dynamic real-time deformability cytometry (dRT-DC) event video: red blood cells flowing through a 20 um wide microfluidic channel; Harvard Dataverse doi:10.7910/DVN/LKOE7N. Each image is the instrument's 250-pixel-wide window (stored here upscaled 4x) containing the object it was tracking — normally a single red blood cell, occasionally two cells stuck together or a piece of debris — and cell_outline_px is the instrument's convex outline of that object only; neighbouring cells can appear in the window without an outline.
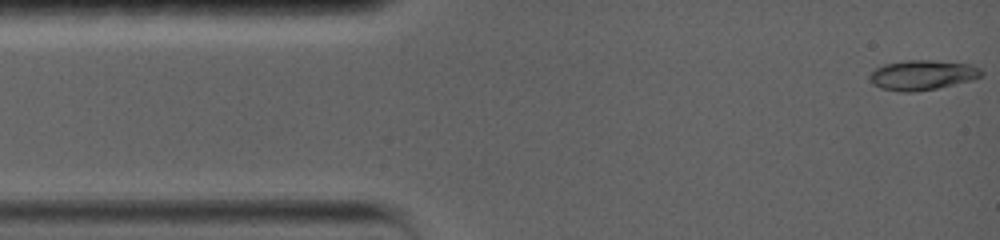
{"species": "common noctule bat (a hibernating species)", "species_latin": "Nyctalus noctula", "temperature_condition": "warm", "stored_images_in_passage": 60, "camera_frame_rate_fps": 5000, "um_per_image_px": 0.085, "animal": {"sex": "female", "body_mass_g": 19.0, "forearm_length_mm": 56.7}, "frame": {"image": 1, "passage_image": 1, "time_ms": 0.0, "image_size_px": [1000, 240], "cell_outline_px": [[984, 72], [980, 76], [972, 80], [936, 88], [916, 92], [900, 92], [880, 88], [872, 84], [868, 76], [876, 68], [884, 64], [908, 60], [932, 60], [968, 64], [980, 68]], "centroid_in_image_um": [78.37, 6.38], "position_along_channel_um": 6.6, "area_um2": 19.42}}
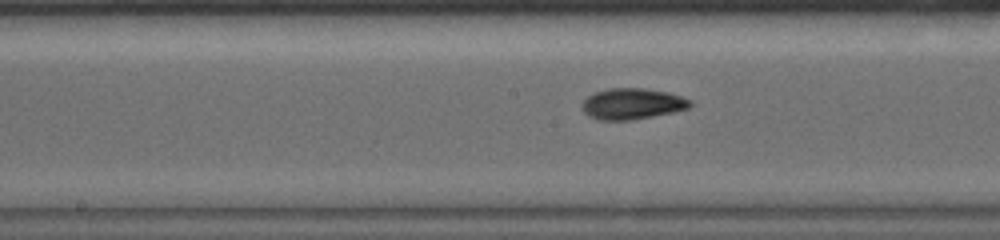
{"frame": {"image": 2, "passage_image": 25, "time_ms": 4.8, "image_size_px": [1000, 240], "cell_outline_px": [[692, 104], [688, 108], [672, 112], [632, 120], [596, 120], [588, 116], [584, 112], [580, 104], [588, 96], [596, 92], [608, 88], [644, 88], [668, 92], [692, 100]], "centroid_in_image_um": [53.71, 8.82], "position_along_channel_um": 194.5, "area_um2": 19.59}}
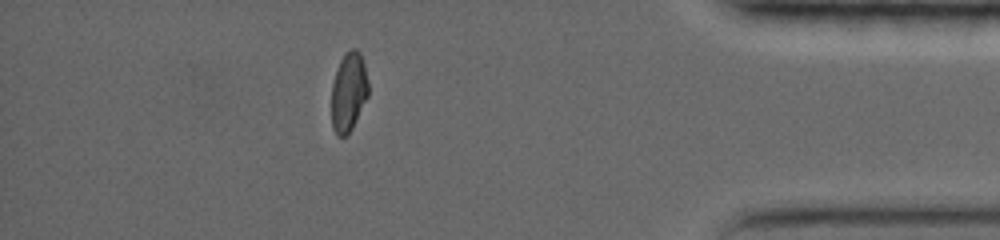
{"frame": {"image": 3, "passage_image": 48, "time_ms": 9.4, "image_size_px": [1000, 240], "cell_outline_px": [[368, 96], [352, 128], [344, 136], [336, 136], [332, 128], [332, 84], [340, 60], [352, 48], [356, 48], [360, 52], [364, 64], [368, 80]], "centroid_in_image_um": [29.64, 7.83], "position_along_channel_um": 405.6, "area_um2": 16.82}}